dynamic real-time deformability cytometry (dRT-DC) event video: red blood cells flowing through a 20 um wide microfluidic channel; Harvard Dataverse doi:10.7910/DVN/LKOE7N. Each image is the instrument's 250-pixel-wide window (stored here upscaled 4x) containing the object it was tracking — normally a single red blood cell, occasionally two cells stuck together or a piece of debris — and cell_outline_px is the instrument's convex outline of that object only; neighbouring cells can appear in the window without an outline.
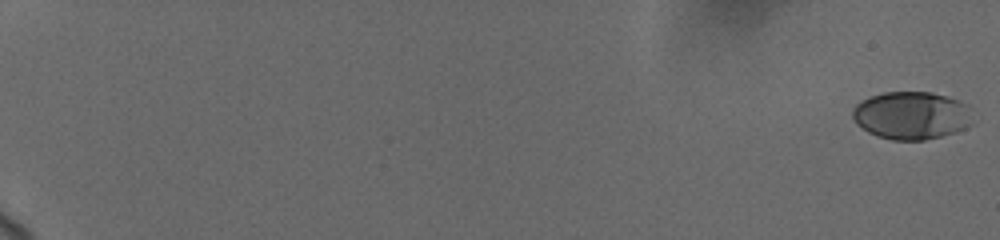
{"species": "human", "species_latin": "Homo sapiens", "temperature_condition": "cold", "stored_images_in_passage": 15, "camera_frame_rate_fps": 3000, "um_per_image_px": 0.085, "donor": {"sex": "female"}, "frame": {"image": 1, "passage_image": 1, "time_ms": 0.0, "image_size_px": [1000, 240], "cell_outline_px": [[972, 124], [956, 132], [924, 140], [892, 140], [876, 136], [868, 132], [856, 124], [852, 116], [852, 108], [860, 100], [884, 92], [932, 92], [948, 96], [968, 104], [972, 108]], "centroid_in_image_um": [77.49, 9.81], "position_along_channel_um": 7.5, "area_um2": 33.93}}